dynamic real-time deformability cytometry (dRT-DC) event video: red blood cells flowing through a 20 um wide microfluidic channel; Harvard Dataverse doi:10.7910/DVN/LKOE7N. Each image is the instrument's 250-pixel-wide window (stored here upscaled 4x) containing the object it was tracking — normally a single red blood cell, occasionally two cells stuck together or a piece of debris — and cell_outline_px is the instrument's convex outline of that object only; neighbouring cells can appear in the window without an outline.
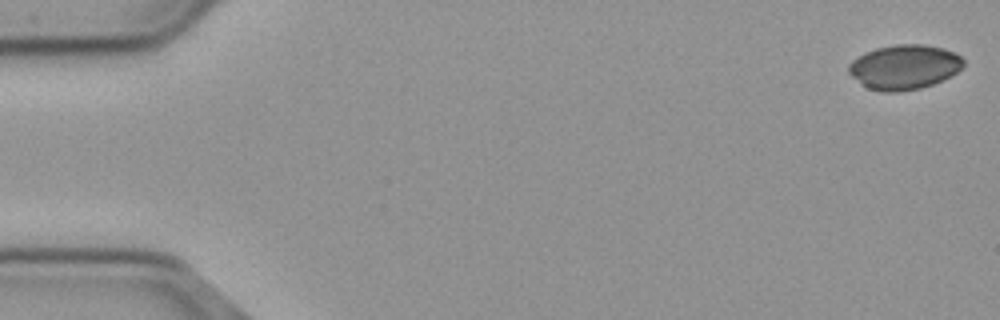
{"species": "common noctule bat (a hibernating species)", "species_latin": "Nyctalus noctula", "temperature_condition": "cold", "stored_images_in_passage": 54, "camera_frame_rate_fps": 3000, "um_per_image_px": 0.085, "animal": {"sex": "male", "body_mass_g": 23.1, "forearm_length_mm": 52.7}, "frame": {"image": 1, "passage_image": 1, "time_ms": 0.0, "image_size_px": [1000, 320], "cell_outline_px": [[964, 64], [956, 72], [932, 84], [920, 88], [896, 92], [880, 92], [868, 88], [860, 84], [848, 72], [848, 64], [852, 60], [864, 52], [876, 48], [896, 44], [924, 44], [944, 48], [960, 56], [964, 60]], "centroid_in_image_um": [76.81, 5.69], "position_along_channel_um": 8.2, "area_um2": 29.82}}
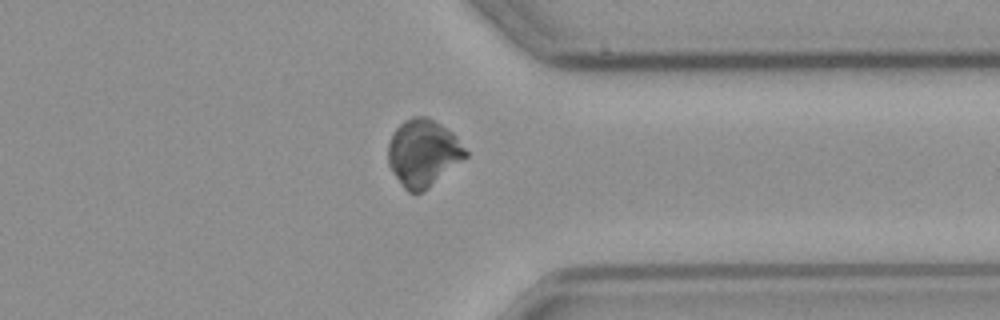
{"frame": {"image": 2, "passage_image": 43, "time_ms": 14.0, "image_size_px": [1000, 320], "cell_outline_px": [[468, 156], [428, 188], [420, 192], [408, 192], [404, 188], [388, 164], [388, 144], [396, 128], [404, 120], [412, 116], [428, 116], [452, 132], [456, 136], [468, 152]], "centroid_in_image_um": [35.97, 12.98], "position_along_channel_um": 375.4, "area_um2": 30.06}}
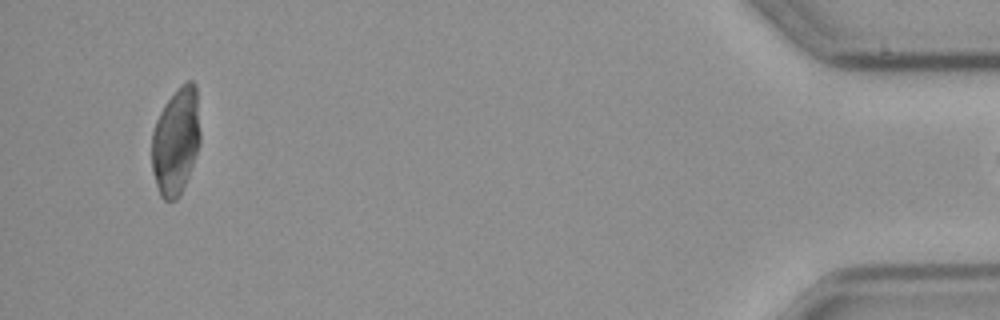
{"frame": {"image": 3, "passage_image": 53, "time_ms": 17.333, "image_size_px": [1000, 320], "cell_outline_px": [[200, 144], [188, 176], [180, 196], [176, 200], [164, 200], [160, 196], [152, 172], [152, 132], [156, 120], [164, 104], [180, 84], [188, 80], [192, 80], [196, 84], [200, 132]], "centroid_in_image_um": [14.95, 11.98], "position_along_channel_um": 420.2, "area_um2": 30.52}}